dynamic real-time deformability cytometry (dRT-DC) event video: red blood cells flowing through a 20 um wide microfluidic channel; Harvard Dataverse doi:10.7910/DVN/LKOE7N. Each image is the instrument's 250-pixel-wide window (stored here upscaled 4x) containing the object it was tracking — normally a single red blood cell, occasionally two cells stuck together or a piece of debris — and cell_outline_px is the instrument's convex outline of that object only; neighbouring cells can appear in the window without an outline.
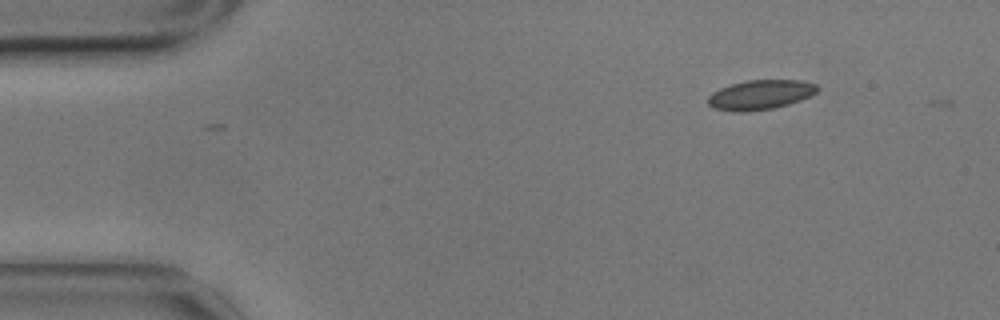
{"species": "common noctule bat (a hibernating species)", "species_latin": "Nyctalus noctula", "temperature_condition": "cold", "stored_images_in_passage": 4, "camera_frame_rate_fps": 3000, "um_per_image_px": 0.085, "animal": {"sex": "male", "body_mass_g": 17.9}, "frame": {"image": 1, "passage_image": 4, "time_ms": 1.0, "image_size_px": [1000, 320], "cell_outline_px": [[820, 88], [816, 92], [800, 100], [788, 104], [772, 108], [744, 112], [732, 112], [712, 108], [708, 104], [708, 96], [712, 92], [720, 88], [732, 84], [748, 80], [800, 80], [816, 84]], "centroid_in_image_um": [64.6, 8.06], "position_along_channel_um": 20.4, "area_um2": 18.84}}